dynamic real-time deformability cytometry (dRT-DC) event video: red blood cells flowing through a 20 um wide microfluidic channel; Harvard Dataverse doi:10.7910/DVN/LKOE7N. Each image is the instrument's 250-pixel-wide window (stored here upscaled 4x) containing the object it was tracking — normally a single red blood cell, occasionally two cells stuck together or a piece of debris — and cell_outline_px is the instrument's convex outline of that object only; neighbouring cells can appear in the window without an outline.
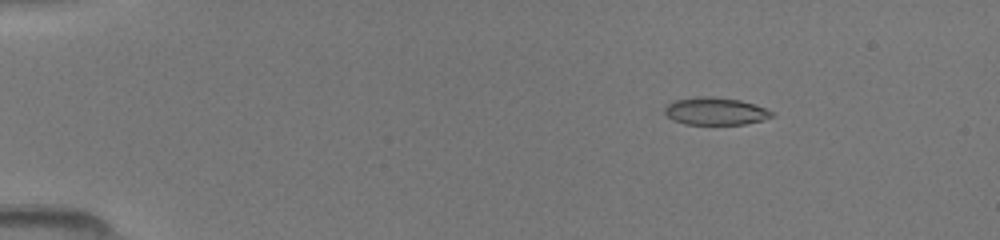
{"species": "common noctule bat (a hibernating species)", "species_latin": "Nyctalus noctula", "temperature_condition": "room temperature", "stored_images_in_passage": 50, "camera_frame_rate_fps": 3000, "um_per_image_px": 0.085, "animal": {"sex": "female", "body_mass_g": 19.5, "forearm_length_mm": 54.1}, "frame": {"image": 1, "passage_image": 8, "time_ms": 2.333, "image_size_px": [1000, 240], "cell_outline_px": [[776, 112], [772, 116], [764, 120], [744, 124], [684, 124], [672, 120], [664, 112], [664, 108], [668, 104], [676, 100], [696, 96], [712, 96], [740, 100]], "centroid_in_image_um": [60.8, 9.45], "position_along_channel_um": 24.2, "area_um2": 17.17}}
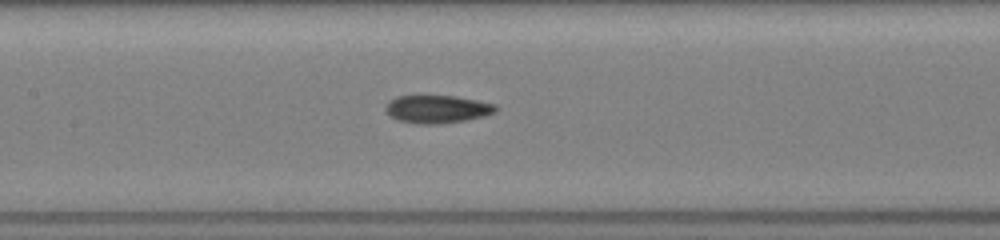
{"frame": {"image": 2, "passage_image": 25, "time_ms": 8.0, "image_size_px": [1000, 240], "cell_outline_px": [[496, 112], [484, 116], [464, 120], [436, 124], [416, 124], [396, 120], [388, 116], [384, 108], [396, 96], [456, 96], [496, 104]], "centroid_in_image_um": [37.13, 9.28], "position_along_channel_um": 170.3, "area_um2": 17.86}}
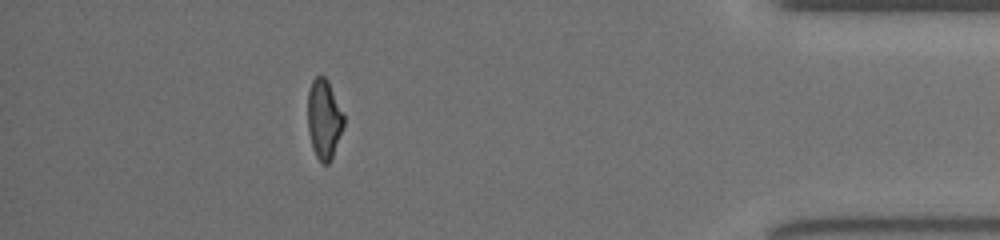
{"frame": {"image": 3, "passage_image": 45, "time_ms": 14.667, "image_size_px": [1000, 240], "cell_outline_px": [[344, 124], [332, 160], [328, 164], [324, 164], [316, 156], [312, 148], [308, 132], [308, 92], [312, 80], [316, 76], [324, 76], [328, 80], [344, 116]], "centroid_in_image_um": [27.53, 10.14], "position_along_channel_um": 407.7, "area_um2": 16.7}}